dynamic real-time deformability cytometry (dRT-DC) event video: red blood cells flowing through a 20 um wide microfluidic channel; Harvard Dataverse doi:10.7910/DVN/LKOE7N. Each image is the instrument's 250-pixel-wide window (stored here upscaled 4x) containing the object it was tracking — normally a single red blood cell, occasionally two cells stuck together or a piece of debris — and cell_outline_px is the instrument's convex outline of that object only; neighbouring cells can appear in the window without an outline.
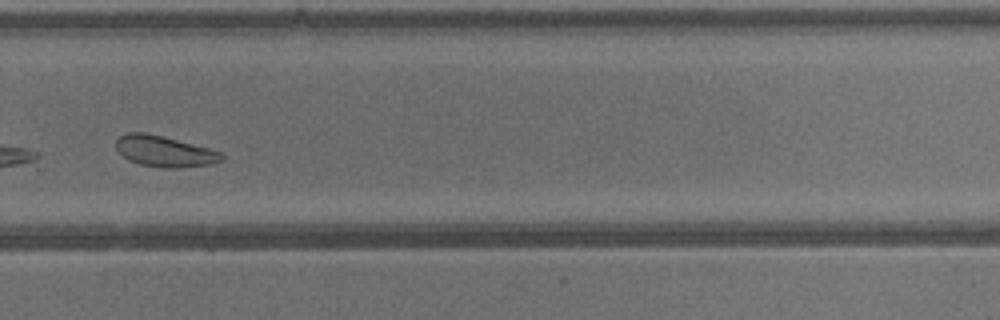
{"species": "common noctule bat (a hibernating species)", "species_latin": "Nyctalus noctula", "temperature_condition": "warm", "stored_images_in_passage": 40, "camera_frame_rate_fps": 3000, "um_per_image_px": 0.085, "animal": {"sex": "male", "body_mass_g": 13.3}, "frame": {"image": 1, "passage_image": 29, "time_ms": 9.333, "image_size_px": [1000, 320], "cell_outline_px": [[224, 160], [212, 164], [176, 168], [164, 168], [140, 164], [128, 160], [116, 148], [116, 140], [120, 136], [128, 132], [144, 132], [224, 152]], "centroid_in_image_um": [14.01, 12.87], "position_along_channel_um": 315.8, "area_um2": 18.9}}